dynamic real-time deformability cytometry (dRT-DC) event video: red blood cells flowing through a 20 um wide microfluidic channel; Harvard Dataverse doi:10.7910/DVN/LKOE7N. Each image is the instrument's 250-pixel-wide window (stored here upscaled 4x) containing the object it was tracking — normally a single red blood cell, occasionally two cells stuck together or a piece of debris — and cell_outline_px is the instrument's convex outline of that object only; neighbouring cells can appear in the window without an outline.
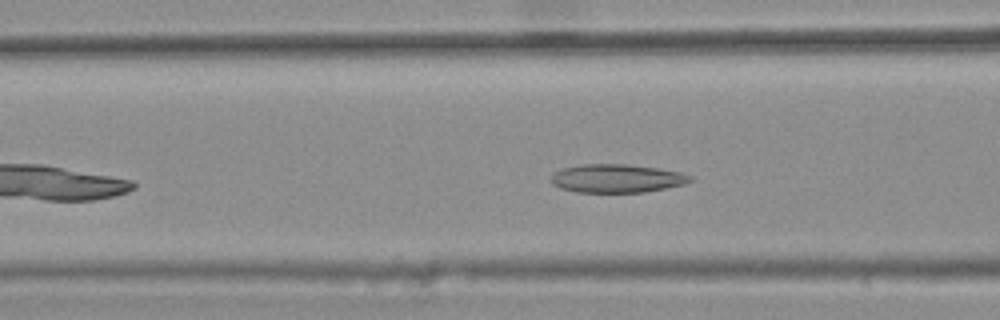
{"species": "common noctule bat (a hibernating species)", "species_latin": "Nyctalus noctula", "temperature_condition": "warm", "stored_images_in_passage": 32, "camera_frame_rate_fps": 3000, "um_per_image_px": 0.085, "animal": {"sex": "female", "body_mass_g": 25.1}, "frame": {"image": 1, "passage_image": 11, "time_ms": 3.333, "image_size_px": [1000, 320], "cell_outline_px": [[692, 180], [684, 184], [644, 192], [576, 192], [560, 188], [552, 184], [552, 176], [560, 168], [584, 164], [628, 164], [656, 168], [680, 172], [692, 176]], "centroid_in_image_um": [52.41, 15.16], "position_along_channel_um": 114.2, "area_um2": 22.89}}
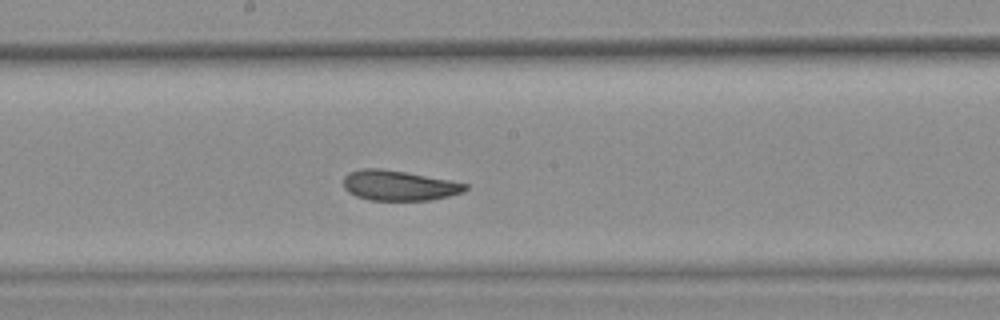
{"frame": {"image": 2, "passage_image": 19, "time_ms": 6.0, "image_size_px": [1000, 320], "cell_outline_px": [[468, 188], [464, 192], [448, 196], [428, 200], [368, 200], [356, 196], [348, 192], [344, 188], [344, 176], [348, 172], [360, 168], [380, 168], [404, 172], [448, 180], [468, 184]], "centroid_in_image_um": [33.87, 15.76], "position_along_channel_um": 214.3, "area_um2": 21.33}}
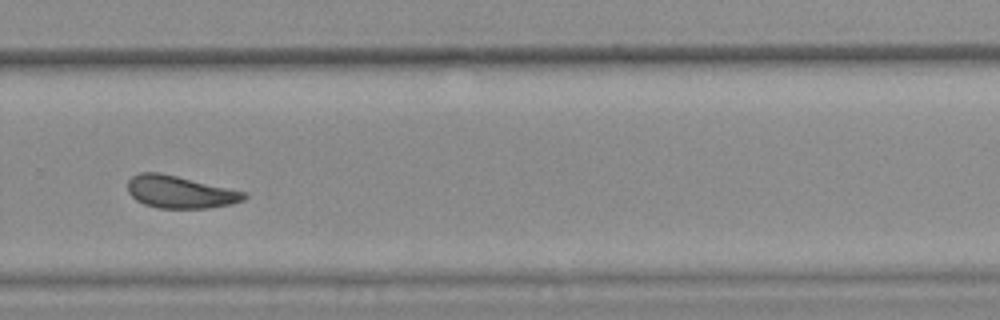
{"frame": {"image": 3, "passage_image": 27, "time_ms": 8.667, "image_size_px": [1000, 320], "cell_outline_px": [[248, 196], [244, 200], [232, 204], [208, 208], [156, 208], [144, 204], [136, 200], [128, 192], [128, 180], [132, 176], [140, 172], [160, 172], [248, 192]], "centroid_in_image_um": [15.32, 16.31], "position_along_channel_um": 314.5, "area_um2": 22.2}, "authors_computed_cell_mechanics": {"area_um2": 22.2819, "velocity_mm_per_s": 3.7675, "shape_relaxation_time_tau1_ms": null, "shape_relaxation_time_tau2_ms": 2.6067, "deformation_change_tau1": null, "deformation_change_tau2": 0.1026}}